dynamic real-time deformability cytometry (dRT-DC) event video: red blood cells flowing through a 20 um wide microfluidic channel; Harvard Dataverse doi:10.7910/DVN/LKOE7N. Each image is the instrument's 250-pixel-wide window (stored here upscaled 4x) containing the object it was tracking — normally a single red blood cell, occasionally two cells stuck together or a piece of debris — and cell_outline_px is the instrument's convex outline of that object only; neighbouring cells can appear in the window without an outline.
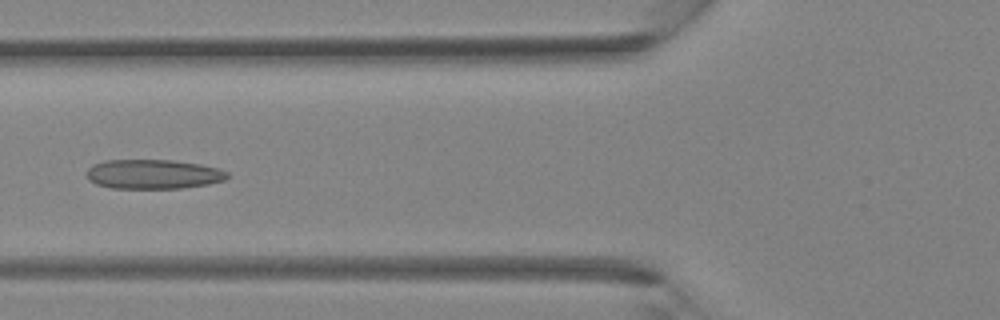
{"species": "Egyptian fruit bat (a non-hibernating species)", "species_latin": "Rousettus aegyptiacus", "temperature_condition": "room temperature", "stored_images_in_passage": 40, "camera_frame_rate_fps": 3000, "um_per_image_px": 0.085, "animal": {"sex": "female"}, "frame": {"image": 1, "passage_image": 16, "time_ms": 5.0, "image_size_px": [1000, 320], "cell_outline_px": [[228, 176], [224, 180], [208, 184], [180, 188], [112, 188], [96, 184], [88, 180], [88, 168], [92, 164], [104, 160], [172, 160], [200, 164], [220, 168], [228, 172]], "centroid_in_image_um": [13.02, 14.8], "position_along_channel_um": 112.8, "area_um2": 24.16}}
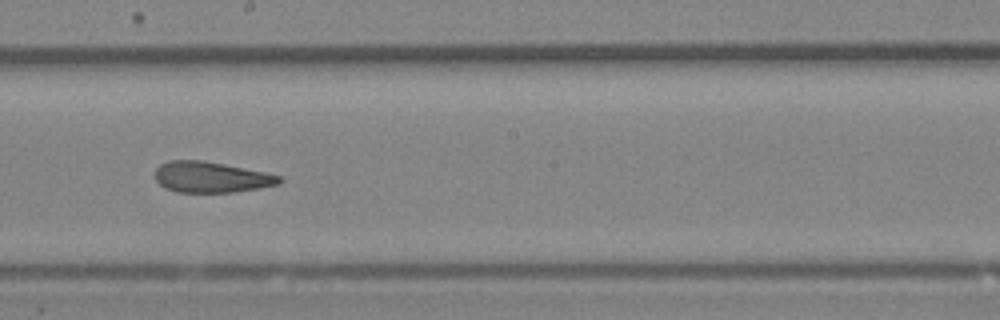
{"frame": {"image": 2, "passage_image": 23, "time_ms": 7.333, "image_size_px": [1000, 320], "cell_outline_px": [[284, 180], [280, 184], [260, 188], [236, 192], [176, 192], [164, 188], [156, 180], [156, 168], [160, 164], [168, 160], [204, 160], [264, 172], [280, 176]], "centroid_in_image_um": [17.95, 15.06], "position_along_channel_um": 230.3, "area_um2": 22.43}}
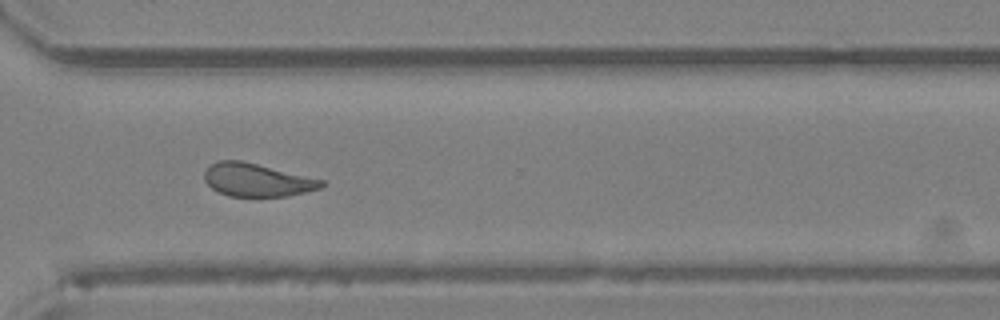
{"frame": {"image": 3, "passage_image": 30, "time_ms": 9.667, "image_size_px": [1000, 320], "cell_outline_px": [[324, 184], [320, 188], [288, 196], [228, 196], [212, 188], [204, 180], [204, 172], [212, 164], [220, 160], [240, 160], [324, 180]], "centroid_in_image_um": [21.83, 15.3], "position_along_channel_um": 348.8, "area_um2": 22.2}}